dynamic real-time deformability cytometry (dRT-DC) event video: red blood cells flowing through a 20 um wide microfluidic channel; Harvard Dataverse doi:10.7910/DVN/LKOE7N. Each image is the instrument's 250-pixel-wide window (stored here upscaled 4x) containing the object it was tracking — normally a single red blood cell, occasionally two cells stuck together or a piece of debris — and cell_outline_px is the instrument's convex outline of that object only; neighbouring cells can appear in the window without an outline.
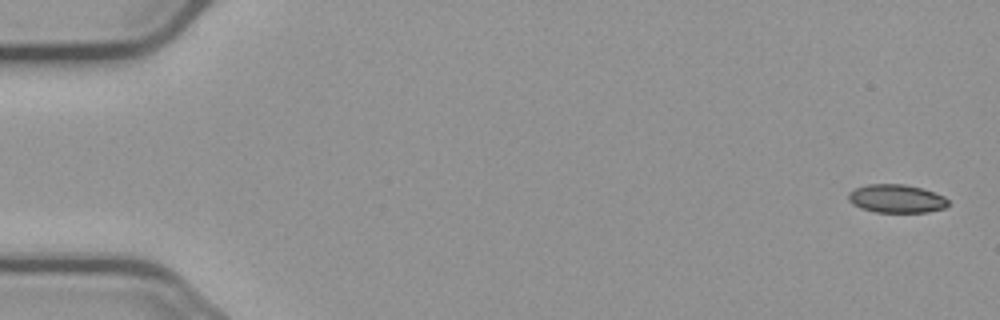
{"species": "common noctule bat (a hibernating species)", "species_latin": "Nyctalus noctula", "temperature_condition": "cold", "stored_images_in_passage": 4, "camera_frame_rate_fps": 3000, "um_per_image_px": 0.085, "animal": {"sex": "male", "body_mass_g": 23.1, "forearm_length_mm": 52.7}, "frame": {"image": 1, "passage_image": 1, "time_ms": 0.0, "image_size_px": [1000, 320], "cell_outline_px": [[948, 204], [944, 208], [928, 212], [876, 212], [860, 208], [852, 204], [848, 200], [848, 192], [856, 188], [868, 184], [904, 184], [920, 188], [944, 196], [948, 200]], "centroid_in_image_um": [76.16, 16.89], "position_along_channel_um": 8.8, "area_um2": 16.42}}